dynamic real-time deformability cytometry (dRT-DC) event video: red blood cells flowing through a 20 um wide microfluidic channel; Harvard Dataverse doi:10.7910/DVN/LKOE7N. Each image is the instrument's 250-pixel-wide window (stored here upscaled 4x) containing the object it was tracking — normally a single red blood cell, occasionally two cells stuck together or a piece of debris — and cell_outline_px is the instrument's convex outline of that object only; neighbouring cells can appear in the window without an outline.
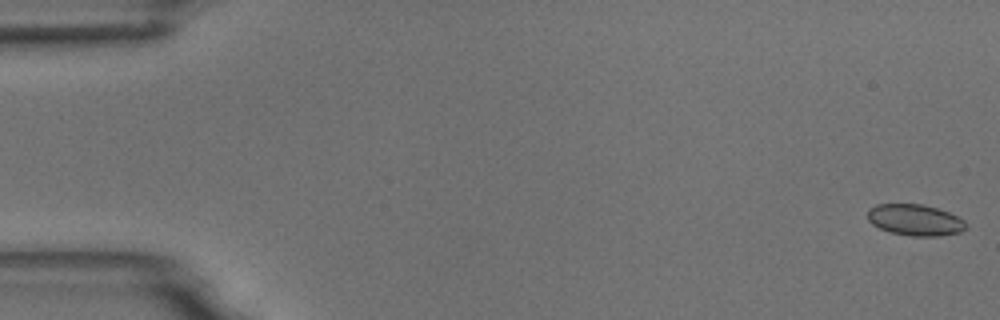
{"species": "common noctule bat (a hibernating species)", "species_latin": "Nyctalus noctula", "temperature_condition": "room temperature", "stored_images_in_passage": 6, "camera_frame_rate_fps": 3000, "um_per_image_px": 0.085, "animal": {"sex": "male", "body_mass_g": 18.8}, "frame": {"image": 1, "passage_image": 1, "time_ms": 0.0, "image_size_px": [1000, 320], "cell_outline_px": [[968, 228], [960, 232], [940, 236], [912, 236], [892, 232], [880, 228], [872, 224], [868, 220], [868, 208], [876, 204], [924, 204], [948, 212], [964, 220], [968, 224]], "centroid_in_image_um": [77.8, 18.69], "position_along_channel_um": 7.2, "area_um2": 17.98}}
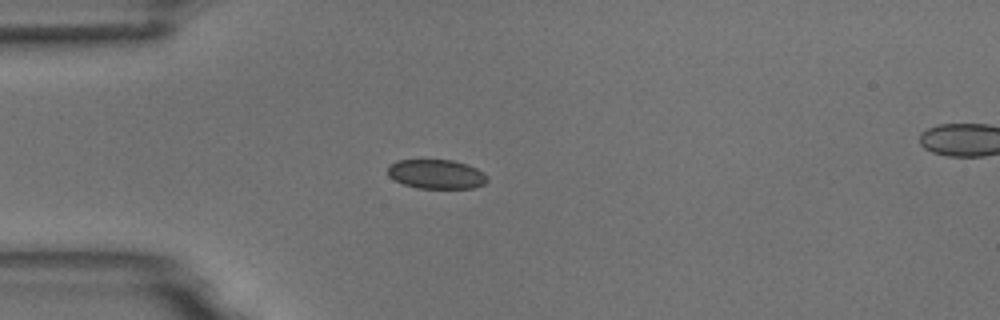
{"frame": {"image": 2, "passage_image": 5, "time_ms": 4.667, "image_size_px": [1000, 320], "cell_outline_px": [[488, 180], [484, 184], [472, 188], [416, 188], [404, 184], [388, 176], [388, 164], [396, 160], [452, 160], [468, 164], [484, 172], [488, 176]], "centroid_in_image_um": [37.1, 14.79], "position_along_channel_um": 47.9, "area_um2": 17.11}}